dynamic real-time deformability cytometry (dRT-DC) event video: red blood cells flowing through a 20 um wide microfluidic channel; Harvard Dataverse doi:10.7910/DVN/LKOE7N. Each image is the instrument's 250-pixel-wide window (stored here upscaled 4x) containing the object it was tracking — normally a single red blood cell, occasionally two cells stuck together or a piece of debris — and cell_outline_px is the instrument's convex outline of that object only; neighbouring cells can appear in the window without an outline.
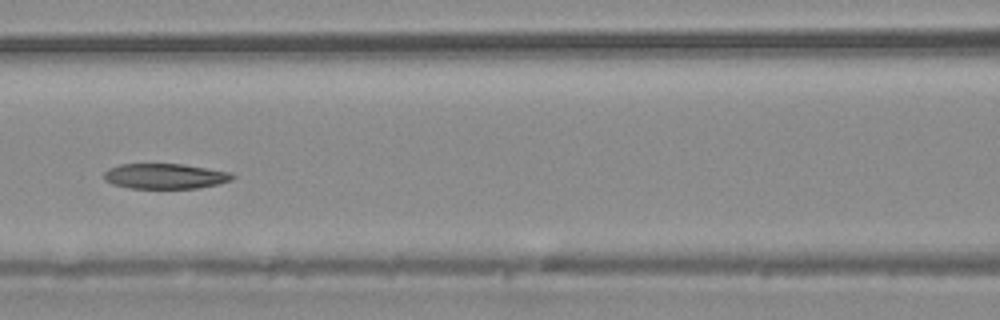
{"species": "common noctule bat (a hibernating species)", "species_latin": "Nyctalus noctula", "temperature_condition": "warm", "stored_images_in_passage": 5, "camera_frame_rate_fps": 3000, "um_per_image_px": 0.085, "animal": {"sex": "male", "body_mass_g": 20.4}, "frame": {"image": 1, "passage_image": 5, "time_ms": 4.667, "image_size_px": [1000, 320], "cell_outline_px": [[236, 176], [232, 180], [200, 188], [128, 188], [112, 184], [104, 180], [104, 172], [108, 168], [120, 164], [184, 164], [232, 172]], "centroid_in_image_um": [14.03, 14.97], "position_along_channel_um": 152.6, "area_um2": 19.07}}